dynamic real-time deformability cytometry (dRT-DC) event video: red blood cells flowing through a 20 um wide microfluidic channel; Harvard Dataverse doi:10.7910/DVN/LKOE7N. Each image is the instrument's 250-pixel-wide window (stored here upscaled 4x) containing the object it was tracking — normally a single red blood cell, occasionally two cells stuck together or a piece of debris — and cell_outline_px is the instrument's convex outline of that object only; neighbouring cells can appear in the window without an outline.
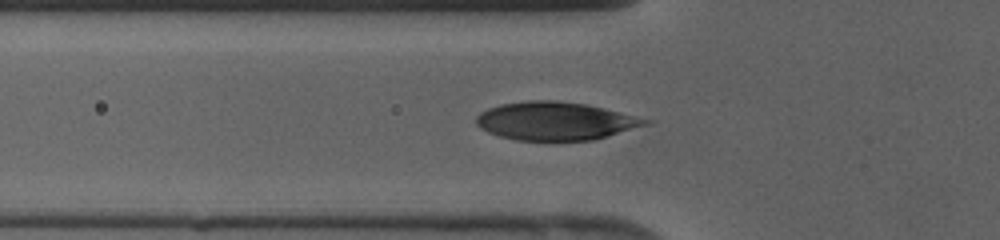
{"species": "human", "species_latin": "Homo sapiens", "temperature_condition": "cold", "stored_images_in_passage": 43, "camera_frame_rate_fps": 3000, "um_per_image_px": 0.085, "donor": {"sex": "female"}, "frame": {"image": 1, "passage_image": 16, "time_ms": 5.0, "image_size_px": [1000, 240], "cell_outline_px": [[652, 120], [648, 124], [608, 136], [592, 140], [516, 140], [500, 136], [488, 132], [480, 128], [476, 124], [476, 116], [480, 112], [488, 108], [500, 104], [528, 100], [556, 100], [584, 104], [604, 108]], "centroid_in_image_um": [47.17, 10.28], "position_along_channel_um": 78.6, "area_um2": 37.45}}
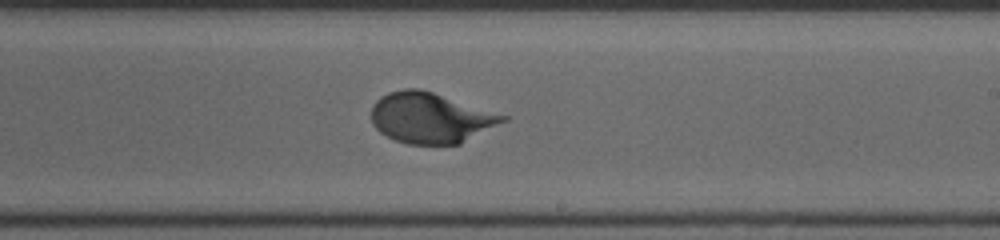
{"frame": {"image": 2, "passage_image": 27, "time_ms": 8.667, "image_size_px": [1000, 240], "cell_outline_px": [[508, 120], [460, 144], [408, 144], [396, 140], [380, 132], [372, 124], [372, 104], [380, 96], [388, 92], [404, 88], [420, 88], [508, 116]], "centroid_in_image_um": [36.59, 10.01], "position_along_channel_um": 252.4, "area_um2": 38.67}}
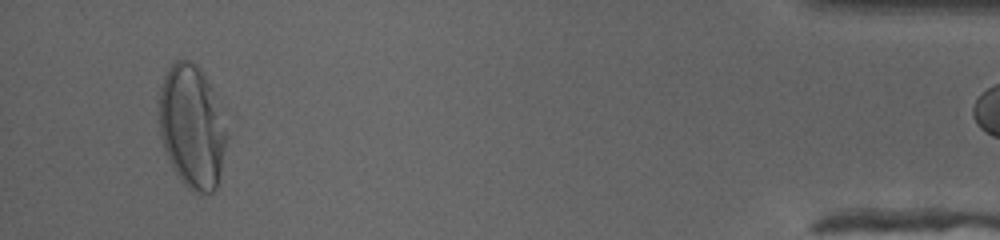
{"frame": {"image": 3, "passage_image": 42, "time_ms": 13.667, "image_size_px": [1000, 240], "cell_outline_px": [[228, 136], [220, 172], [216, 188], [212, 192], [192, 192], [180, 180], [172, 168], [164, 148], [160, 136], [156, 112], [160, 88], [164, 76], [168, 68], [176, 60], [188, 60], [196, 64], [204, 72], [228, 132]], "centroid_in_image_um": [16.27, 10.76], "position_along_channel_um": 418.9, "area_um2": 48.9}}